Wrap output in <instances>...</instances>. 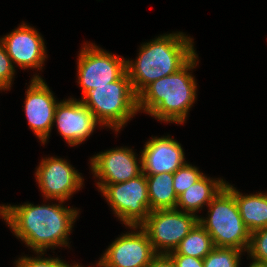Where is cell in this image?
<instances>
[{
	"mask_svg": "<svg viewBox=\"0 0 267 267\" xmlns=\"http://www.w3.org/2000/svg\"><path fill=\"white\" fill-rule=\"evenodd\" d=\"M54 122L70 146H76L86 140L99 123L81 100L72 98L57 104Z\"/></svg>",
	"mask_w": 267,
	"mask_h": 267,
	"instance_id": "obj_13",
	"label": "cell"
},
{
	"mask_svg": "<svg viewBox=\"0 0 267 267\" xmlns=\"http://www.w3.org/2000/svg\"><path fill=\"white\" fill-rule=\"evenodd\" d=\"M203 176L204 174L200 172L197 167H193L187 162L182 165L173 173V187L177 196H179L192 184L196 183Z\"/></svg>",
	"mask_w": 267,
	"mask_h": 267,
	"instance_id": "obj_21",
	"label": "cell"
},
{
	"mask_svg": "<svg viewBox=\"0 0 267 267\" xmlns=\"http://www.w3.org/2000/svg\"><path fill=\"white\" fill-rule=\"evenodd\" d=\"M249 267H267V264L253 260Z\"/></svg>",
	"mask_w": 267,
	"mask_h": 267,
	"instance_id": "obj_27",
	"label": "cell"
},
{
	"mask_svg": "<svg viewBox=\"0 0 267 267\" xmlns=\"http://www.w3.org/2000/svg\"><path fill=\"white\" fill-rule=\"evenodd\" d=\"M126 61L95 44H85L80 51L77 66L78 83L83 94L120 79L127 72Z\"/></svg>",
	"mask_w": 267,
	"mask_h": 267,
	"instance_id": "obj_8",
	"label": "cell"
},
{
	"mask_svg": "<svg viewBox=\"0 0 267 267\" xmlns=\"http://www.w3.org/2000/svg\"><path fill=\"white\" fill-rule=\"evenodd\" d=\"M225 187L234 195L240 216L250 233L267 227V194L242 195L228 183Z\"/></svg>",
	"mask_w": 267,
	"mask_h": 267,
	"instance_id": "obj_16",
	"label": "cell"
},
{
	"mask_svg": "<svg viewBox=\"0 0 267 267\" xmlns=\"http://www.w3.org/2000/svg\"><path fill=\"white\" fill-rule=\"evenodd\" d=\"M71 267H82V266H79L78 264L77 265L75 264L74 266H71Z\"/></svg>",
	"mask_w": 267,
	"mask_h": 267,
	"instance_id": "obj_28",
	"label": "cell"
},
{
	"mask_svg": "<svg viewBox=\"0 0 267 267\" xmlns=\"http://www.w3.org/2000/svg\"><path fill=\"white\" fill-rule=\"evenodd\" d=\"M198 219L197 215L178 209L154 210L140 226L146 231L155 253L168 255L178 247Z\"/></svg>",
	"mask_w": 267,
	"mask_h": 267,
	"instance_id": "obj_7",
	"label": "cell"
},
{
	"mask_svg": "<svg viewBox=\"0 0 267 267\" xmlns=\"http://www.w3.org/2000/svg\"><path fill=\"white\" fill-rule=\"evenodd\" d=\"M52 205L25 203L20 206L2 205L0 215L14 234L37 254L54 249L59 245L68 246L67 239L78 211L63 207L62 202Z\"/></svg>",
	"mask_w": 267,
	"mask_h": 267,
	"instance_id": "obj_1",
	"label": "cell"
},
{
	"mask_svg": "<svg viewBox=\"0 0 267 267\" xmlns=\"http://www.w3.org/2000/svg\"><path fill=\"white\" fill-rule=\"evenodd\" d=\"M91 169L100 179L97 184L126 182L143 173L135 153L128 148L110 149L95 155L91 159Z\"/></svg>",
	"mask_w": 267,
	"mask_h": 267,
	"instance_id": "obj_12",
	"label": "cell"
},
{
	"mask_svg": "<svg viewBox=\"0 0 267 267\" xmlns=\"http://www.w3.org/2000/svg\"><path fill=\"white\" fill-rule=\"evenodd\" d=\"M174 261L176 267H204L203 259L189 257L180 254H168Z\"/></svg>",
	"mask_w": 267,
	"mask_h": 267,
	"instance_id": "obj_25",
	"label": "cell"
},
{
	"mask_svg": "<svg viewBox=\"0 0 267 267\" xmlns=\"http://www.w3.org/2000/svg\"><path fill=\"white\" fill-rule=\"evenodd\" d=\"M58 103L44 80L35 75L26 91L25 114L30 128L43 144L49 138Z\"/></svg>",
	"mask_w": 267,
	"mask_h": 267,
	"instance_id": "obj_11",
	"label": "cell"
},
{
	"mask_svg": "<svg viewBox=\"0 0 267 267\" xmlns=\"http://www.w3.org/2000/svg\"><path fill=\"white\" fill-rule=\"evenodd\" d=\"M147 267H176V265L169 255L157 254Z\"/></svg>",
	"mask_w": 267,
	"mask_h": 267,
	"instance_id": "obj_26",
	"label": "cell"
},
{
	"mask_svg": "<svg viewBox=\"0 0 267 267\" xmlns=\"http://www.w3.org/2000/svg\"><path fill=\"white\" fill-rule=\"evenodd\" d=\"M247 252L253 260L267 264V227L250 234Z\"/></svg>",
	"mask_w": 267,
	"mask_h": 267,
	"instance_id": "obj_22",
	"label": "cell"
},
{
	"mask_svg": "<svg viewBox=\"0 0 267 267\" xmlns=\"http://www.w3.org/2000/svg\"><path fill=\"white\" fill-rule=\"evenodd\" d=\"M150 211L176 209L178 196L173 187V173L146 175Z\"/></svg>",
	"mask_w": 267,
	"mask_h": 267,
	"instance_id": "obj_18",
	"label": "cell"
},
{
	"mask_svg": "<svg viewBox=\"0 0 267 267\" xmlns=\"http://www.w3.org/2000/svg\"><path fill=\"white\" fill-rule=\"evenodd\" d=\"M209 216L198 222L209 233L214 247L247 251L250 232L240 216L234 195L224 186L208 205Z\"/></svg>",
	"mask_w": 267,
	"mask_h": 267,
	"instance_id": "obj_5",
	"label": "cell"
},
{
	"mask_svg": "<svg viewBox=\"0 0 267 267\" xmlns=\"http://www.w3.org/2000/svg\"><path fill=\"white\" fill-rule=\"evenodd\" d=\"M241 250L235 248L214 247L203 259L204 267H239Z\"/></svg>",
	"mask_w": 267,
	"mask_h": 267,
	"instance_id": "obj_20",
	"label": "cell"
},
{
	"mask_svg": "<svg viewBox=\"0 0 267 267\" xmlns=\"http://www.w3.org/2000/svg\"><path fill=\"white\" fill-rule=\"evenodd\" d=\"M214 248L209 233L198 222L178 247L169 254H180L204 259Z\"/></svg>",
	"mask_w": 267,
	"mask_h": 267,
	"instance_id": "obj_19",
	"label": "cell"
},
{
	"mask_svg": "<svg viewBox=\"0 0 267 267\" xmlns=\"http://www.w3.org/2000/svg\"><path fill=\"white\" fill-rule=\"evenodd\" d=\"M0 40L13 64L42 69L46 58L45 43L36 29L22 24Z\"/></svg>",
	"mask_w": 267,
	"mask_h": 267,
	"instance_id": "obj_14",
	"label": "cell"
},
{
	"mask_svg": "<svg viewBox=\"0 0 267 267\" xmlns=\"http://www.w3.org/2000/svg\"><path fill=\"white\" fill-rule=\"evenodd\" d=\"M36 178L44 197L59 201L69 199L83 184L81 175L67 161L55 157L42 160Z\"/></svg>",
	"mask_w": 267,
	"mask_h": 267,
	"instance_id": "obj_10",
	"label": "cell"
},
{
	"mask_svg": "<svg viewBox=\"0 0 267 267\" xmlns=\"http://www.w3.org/2000/svg\"><path fill=\"white\" fill-rule=\"evenodd\" d=\"M15 68L8 56L6 49L0 40V87L9 89L11 87Z\"/></svg>",
	"mask_w": 267,
	"mask_h": 267,
	"instance_id": "obj_23",
	"label": "cell"
},
{
	"mask_svg": "<svg viewBox=\"0 0 267 267\" xmlns=\"http://www.w3.org/2000/svg\"><path fill=\"white\" fill-rule=\"evenodd\" d=\"M115 215L127 226H140L149 215L147 179L144 173L126 182L97 184Z\"/></svg>",
	"mask_w": 267,
	"mask_h": 267,
	"instance_id": "obj_6",
	"label": "cell"
},
{
	"mask_svg": "<svg viewBox=\"0 0 267 267\" xmlns=\"http://www.w3.org/2000/svg\"><path fill=\"white\" fill-rule=\"evenodd\" d=\"M16 267H71L69 264L59 258H32V257H21L16 261Z\"/></svg>",
	"mask_w": 267,
	"mask_h": 267,
	"instance_id": "obj_24",
	"label": "cell"
},
{
	"mask_svg": "<svg viewBox=\"0 0 267 267\" xmlns=\"http://www.w3.org/2000/svg\"><path fill=\"white\" fill-rule=\"evenodd\" d=\"M225 184L226 182L223 179L212 180L204 175L178 196L176 209L181 207L183 212L195 215V212L203 205H209Z\"/></svg>",
	"mask_w": 267,
	"mask_h": 267,
	"instance_id": "obj_17",
	"label": "cell"
},
{
	"mask_svg": "<svg viewBox=\"0 0 267 267\" xmlns=\"http://www.w3.org/2000/svg\"><path fill=\"white\" fill-rule=\"evenodd\" d=\"M81 101L99 124L117 132L138 112V96L127 72L114 82L90 90Z\"/></svg>",
	"mask_w": 267,
	"mask_h": 267,
	"instance_id": "obj_4",
	"label": "cell"
},
{
	"mask_svg": "<svg viewBox=\"0 0 267 267\" xmlns=\"http://www.w3.org/2000/svg\"><path fill=\"white\" fill-rule=\"evenodd\" d=\"M141 152L139 162L145 175L174 173L186 162L180 143L169 136L154 137Z\"/></svg>",
	"mask_w": 267,
	"mask_h": 267,
	"instance_id": "obj_15",
	"label": "cell"
},
{
	"mask_svg": "<svg viewBox=\"0 0 267 267\" xmlns=\"http://www.w3.org/2000/svg\"><path fill=\"white\" fill-rule=\"evenodd\" d=\"M197 54L178 72L148 85L138 95V111L144 110L158 120L183 123L196 99V81L190 74Z\"/></svg>",
	"mask_w": 267,
	"mask_h": 267,
	"instance_id": "obj_3",
	"label": "cell"
},
{
	"mask_svg": "<svg viewBox=\"0 0 267 267\" xmlns=\"http://www.w3.org/2000/svg\"><path fill=\"white\" fill-rule=\"evenodd\" d=\"M192 38L183 33L164 34L140 47L139 56L126 61V71L138 96L152 82L174 74L194 56Z\"/></svg>",
	"mask_w": 267,
	"mask_h": 267,
	"instance_id": "obj_2",
	"label": "cell"
},
{
	"mask_svg": "<svg viewBox=\"0 0 267 267\" xmlns=\"http://www.w3.org/2000/svg\"><path fill=\"white\" fill-rule=\"evenodd\" d=\"M139 232L126 233L108 247L98 262L99 267H147L157 255L146 231L141 226Z\"/></svg>",
	"mask_w": 267,
	"mask_h": 267,
	"instance_id": "obj_9",
	"label": "cell"
}]
</instances>
